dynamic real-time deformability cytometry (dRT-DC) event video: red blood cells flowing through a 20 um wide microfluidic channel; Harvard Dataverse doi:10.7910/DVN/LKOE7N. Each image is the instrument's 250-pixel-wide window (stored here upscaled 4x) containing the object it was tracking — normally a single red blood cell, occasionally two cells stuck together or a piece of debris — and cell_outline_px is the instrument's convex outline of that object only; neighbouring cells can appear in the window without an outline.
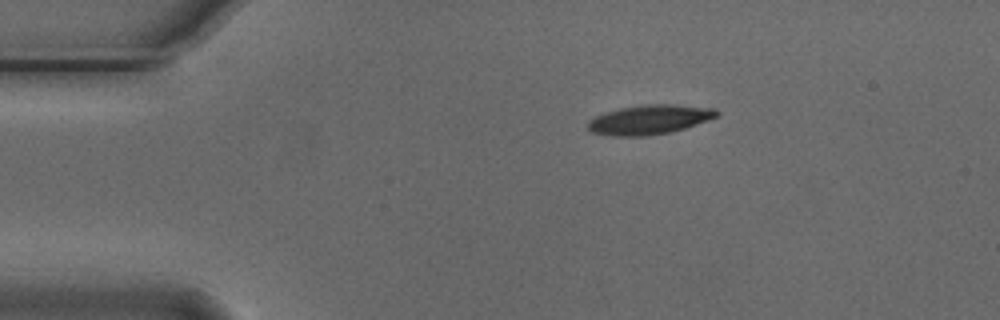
{"species": "Egyptian fruit bat (a non-hibernating species)", "species_latin": "Rousettus aegyptiacus", "temperature_condition": "cold", "stored_images_in_passage": 5, "camera_frame_rate_fps": 3000, "um_per_image_px": 0.085, "animal": {"sex": "male"}, "frame": {"image": 1, "passage_image": 1, "time_ms": 0.0, "image_size_px": [1000, 320], "cell_outline_px": [[720, 112], [716, 116], [708, 120], [684, 128], [668, 132], [644, 136], [612, 136], [592, 132], [588, 128], [588, 120], [604, 112], [620, 108], [644, 104], [676, 104], [716, 108]], "centroid_in_image_um": [55.2, 10.15], "position_along_channel_um": 29.8, "area_um2": 22.08}}
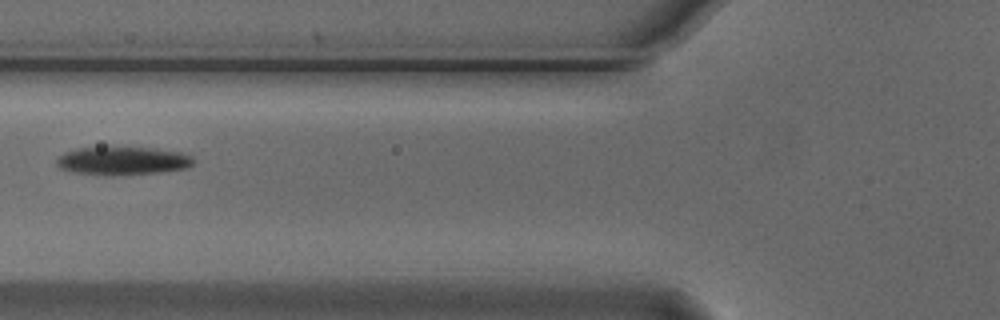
{"frame": {"image": 2, "passage_image": 4, "time_ms": 1.0, "image_size_px": [1000, 320], "cell_outline_px": [[192, 164], [188, 168], [160, 172], [120, 176], [108, 176], [76, 172], [60, 168], [56, 164], [56, 160], [64, 152], [76, 148], [152, 148], [180, 152], [192, 156]], "centroid_in_image_um": [10.42, 13.69], "position_along_channel_um": 115.4, "area_um2": 22.43}}
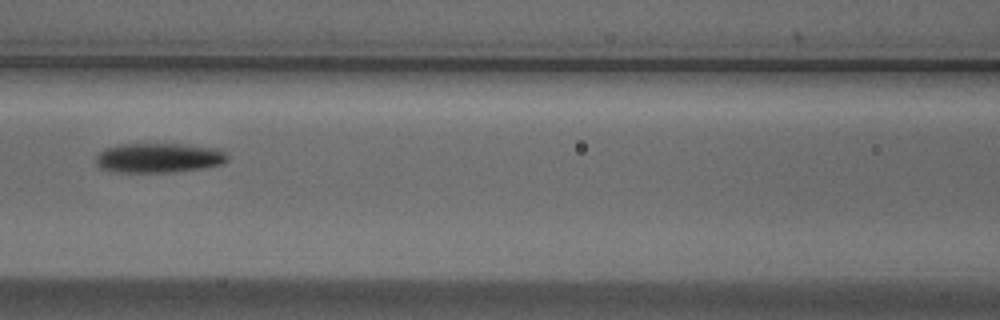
{"frame": {"image": 3, "passage_image": 5, "time_ms": 1.333, "image_size_px": [1000, 320], "cell_outline_px": [[228, 160], [224, 164], [204, 168], [172, 172], [116, 172], [100, 168], [96, 164], [96, 156], [104, 148], [120, 144], [184, 144], [224, 148], [228, 156]], "centroid_in_image_um": [13.56, 13.41], "position_along_channel_um": 153.0, "area_um2": 23.18}}